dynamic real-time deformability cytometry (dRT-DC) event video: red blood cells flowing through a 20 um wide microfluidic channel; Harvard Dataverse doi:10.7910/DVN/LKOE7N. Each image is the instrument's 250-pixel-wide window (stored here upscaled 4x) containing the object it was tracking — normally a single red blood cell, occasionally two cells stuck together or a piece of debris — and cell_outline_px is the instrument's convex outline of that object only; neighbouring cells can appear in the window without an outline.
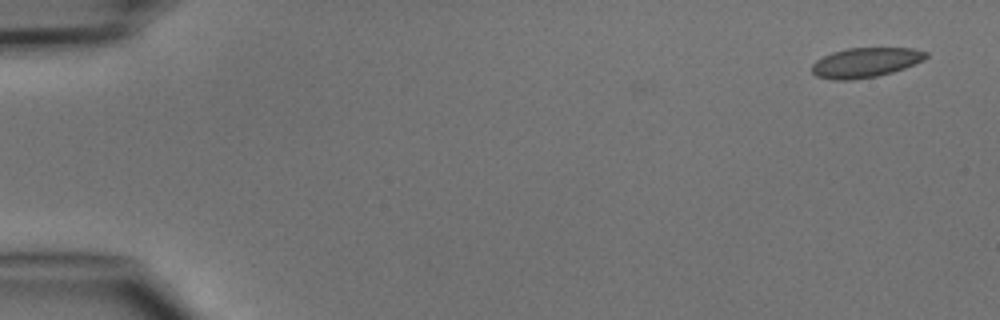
{"species": "common noctule bat (a hibernating species)", "species_latin": "Nyctalus noctula", "temperature_condition": "cold", "stored_images_in_passage": 5, "camera_frame_rate_fps": 3000, "um_per_image_px": 0.085, "animal": {"sex": "male", "body_mass_g": 15.6}, "frame": {"image": 1, "passage_image": 1, "time_ms": 0.0, "image_size_px": [1000, 320], "cell_outline_px": [[928, 56], [924, 60], [904, 68], [892, 72], [876, 76], [848, 80], [832, 80], [816, 76], [812, 72], [812, 64], [816, 60], [832, 52], [848, 48], [912, 48], [928, 52]], "centroid_in_image_um": [73.56, 5.31], "position_along_channel_um": 11.4, "area_um2": 19.71}}
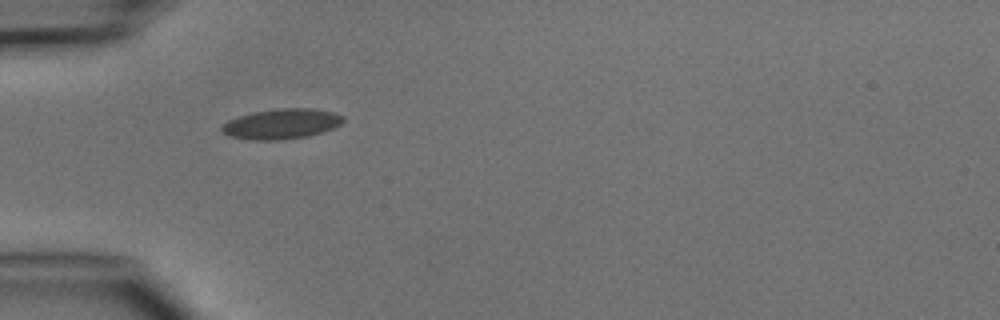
{"frame": {"image": 2, "passage_image": 4, "time_ms": 4.333, "image_size_px": [1000, 320], "cell_outline_px": [[344, 120], [340, 124], [332, 128], [308, 136], [280, 140], [252, 140], [228, 136], [220, 132], [220, 128], [228, 120], [252, 112], [276, 108], [312, 108], [332, 112], [344, 116]], "centroid_in_image_um": [23.89, 10.53], "position_along_channel_um": 61.1, "area_um2": 21.39}}